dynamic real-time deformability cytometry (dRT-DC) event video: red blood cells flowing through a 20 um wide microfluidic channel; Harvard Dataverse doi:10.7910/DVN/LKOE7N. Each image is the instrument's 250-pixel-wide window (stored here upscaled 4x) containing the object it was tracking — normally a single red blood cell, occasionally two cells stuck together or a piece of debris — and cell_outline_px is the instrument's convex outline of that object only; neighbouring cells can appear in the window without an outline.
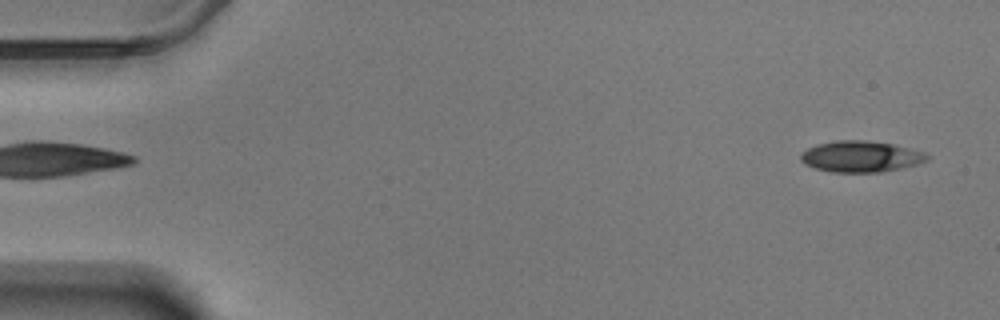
{"species": "Egyptian fruit bat (a non-hibernating species)", "species_latin": "Rousettus aegyptiacus", "temperature_condition": "warm", "stored_images_in_passage": 57, "camera_frame_rate_fps": 3000, "um_per_image_px": 0.085, "animal": {"sex": "male"}, "frame": {"image": 1, "passage_image": 2, "time_ms": 0.333, "image_size_px": [1000, 320], "cell_outline_px": [[928, 160], [916, 164], [900, 168], [880, 172], [832, 172], [816, 168], [804, 164], [800, 160], [800, 152], [816, 144], [836, 140], [864, 140], [892, 144], [924, 152], [928, 156]], "centroid_in_image_um": [73.11, 13.3], "position_along_channel_um": 11.9, "area_um2": 22.83}}
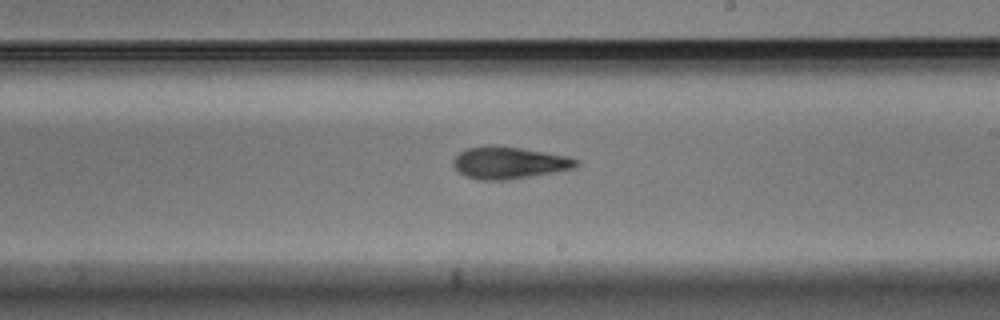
{"frame": {"image": 2, "passage_image": 33, "time_ms": 10.667, "image_size_px": [1000, 320], "cell_outline_px": [[580, 164], [576, 168], [504, 180], [480, 180], [468, 176], [460, 172], [452, 164], [452, 160], [460, 152], [468, 148], [520, 148], [568, 156], [580, 160]], "centroid_in_image_um": [43.33, 13.86], "position_along_channel_um": 245.7, "area_um2": 22.02}}
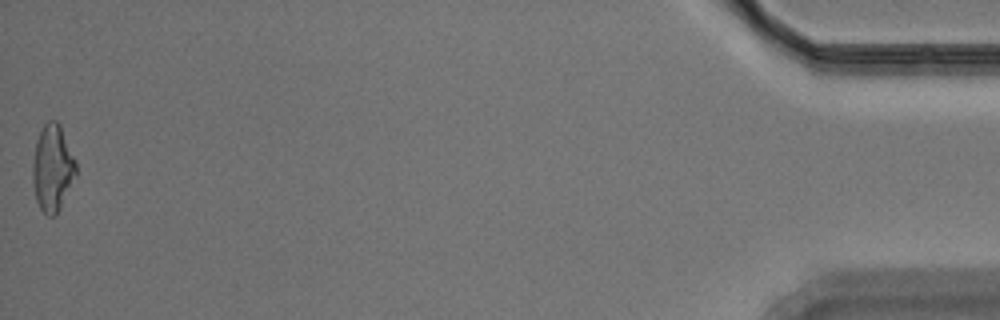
{"frame": {"image": 3, "passage_image": 57, "time_ms": 18.667, "image_size_px": [1000, 320], "cell_outline_px": [[76, 176], [56, 216], [48, 216], [40, 208], [36, 200], [32, 180], [32, 164], [36, 140], [44, 124], [48, 120], [56, 120], [60, 124], [76, 160]], "centroid_in_image_um": [4.46, 14.28], "position_along_channel_um": 430.7, "area_um2": 22.02}, "authors_computed_cell_mechanics": {"area_um2": 22.3108, "velocity_mm_per_s": 3.4942, "shape_relaxation_time_tau1_ms": 5.3304, "shape_relaxation_time_tau2_ms": 4.0907, "deformation_change_tau1": 0.1591, "deformation_change_tau2": 0.1366}}